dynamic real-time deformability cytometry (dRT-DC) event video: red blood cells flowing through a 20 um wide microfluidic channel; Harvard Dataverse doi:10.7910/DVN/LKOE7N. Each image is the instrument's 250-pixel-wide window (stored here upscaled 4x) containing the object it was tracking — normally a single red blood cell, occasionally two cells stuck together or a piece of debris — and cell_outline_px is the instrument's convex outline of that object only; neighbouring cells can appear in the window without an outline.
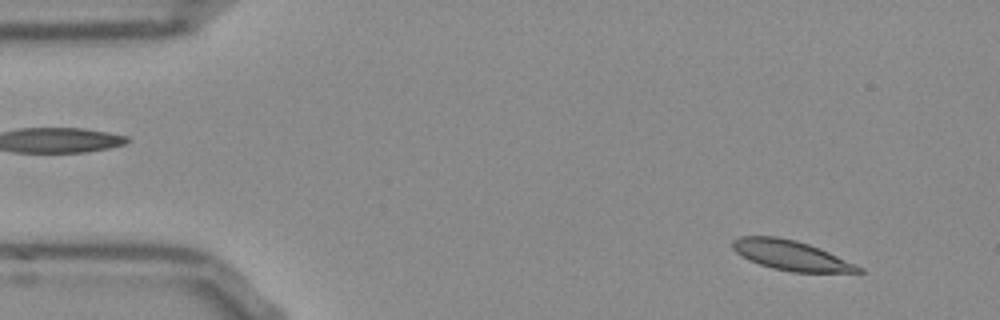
{"species": "Egyptian fruit bat (a non-hibernating species)", "species_latin": "Rousettus aegyptiacus", "temperature_condition": "room temperature", "stored_images_in_passage": 53, "camera_frame_rate_fps": 3000, "um_per_image_px": 0.085, "frame": {"image": 1, "passage_image": 4, "time_ms": 1.0, "image_size_px": [1000, 320], "cell_outline_px": [[864, 272], [792, 272], [772, 268], [748, 260], [736, 252], [732, 248], [732, 240], [740, 236], [776, 236], [796, 240], [820, 248], [864, 268]], "centroid_in_image_um": [67.22, 21.7], "position_along_channel_um": 17.8, "area_um2": 21.85}}
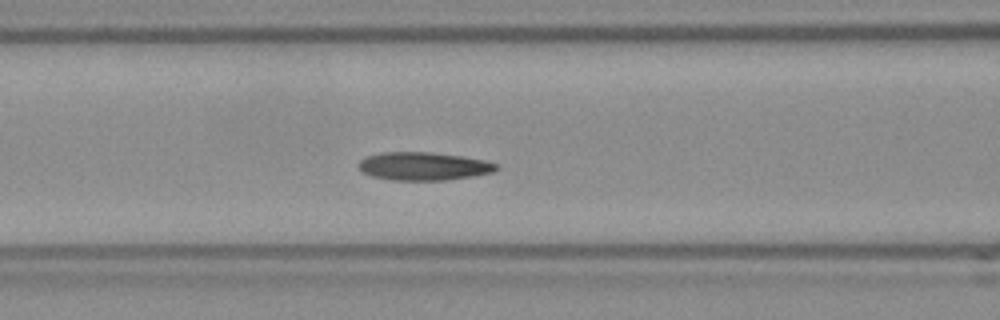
{"frame": {"image": 2, "passage_image": 20, "time_ms": 6.333, "image_size_px": [1000, 320], "cell_outline_px": [[500, 168], [492, 172], [472, 176], [444, 180], [392, 180], [372, 176], [364, 172], [360, 168], [360, 160], [368, 156], [380, 152], [428, 152], [460, 156], [484, 160], [496, 164]], "centroid_in_image_um": [36.01, 14.13], "position_along_channel_um": 130.6, "area_um2": 22.25}}
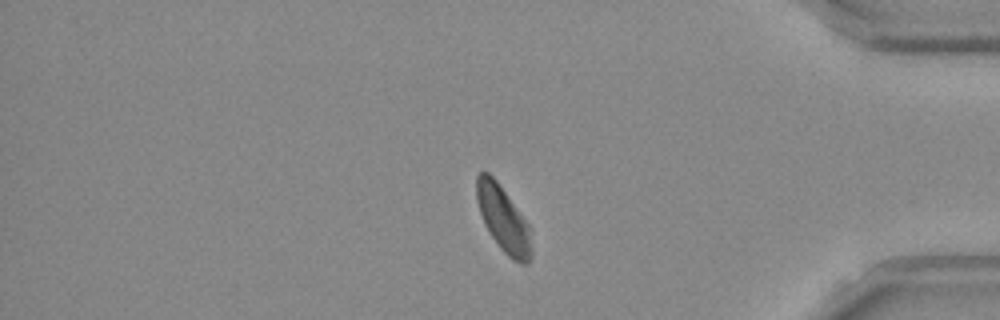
{"frame": {"image": 3, "passage_image": 43, "time_ms": 14.0, "image_size_px": [1000, 320], "cell_outline_px": [[532, 256], [528, 264], [520, 264], [512, 260], [500, 248], [484, 224], [476, 200], [476, 176], [480, 172], [488, 172], [496, 180], [532, 228]], "centroid_in_image_um": [42.82, 18.66], "position_along_channel_um": 392.4, "area_um2": 21.27}, "authors_computed_cell_mechanics": {"area_um2": 22.0218, "velocity_mm_per_s": 3.8035, "shape_relaxation_time_tau1_ms": 6.6594, "shape_relaxation_time_tau2_ms": 3.4288, "deformation_change_tau1": 0.1501, "deformation_change_tau2": 0.0929}}